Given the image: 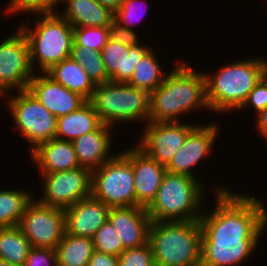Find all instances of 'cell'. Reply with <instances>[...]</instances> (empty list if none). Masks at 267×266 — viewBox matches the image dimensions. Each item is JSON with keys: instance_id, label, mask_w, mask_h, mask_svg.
I'll return each mask as SVG.
<instances>
[{"instance_id": "cell-27", "label": "cell", "mask_w": 267, "mask_h": 266, "mask_svg": "<svg viewBox=\"0 0 267 266\" xmlns=\"http://www.w3.org/2000/svg\"><path fill=\"white\" fill-rule=\"evenodd\" d=\"M31 248L18 226L0 227V259L22 266Z\"/></svg>"}, {"instance_id": "cell-6", "label": "cell", "mask_w": 267, "mask_h": 266, "mask_svg": "<svg viewBox=\"0 0 267 266\" xmlns=\"http://www.w3.org/2000/svg\"><path fill=\"white\" fill-rule=\"evenodd\" d=\"M36 16L38 17L34 19L35 28L30 27V22L27 20L21 22L18 28L28 40L32 68L39 64L37 67L39 66L40 73L70 57L74 27L59 14H41V16L36 14Z\"/></svg>"}, {"instance_id": "cell-8", "label": "cell", "mask_w": 267, "mask_h": 266, "mask_svg": "<svg viewBox=\"0 0 267 266\" xmlns=\"http://www.w3.org/2000/svg\"><path fill=\"white\" fill-rule=\"evenodd\" d=\"M92 196L110 208L136 206L130 148L92 171Z\"/></svg>"}, {"instance_id": "cell-33", "label": "cell", "mask_w": 267, "mask_h": 266, "mask_svg": "<svg viewBox=\"0 0 267 266\" xmlns=\"http://www.w3.org/2000/svg\"><path fill=\"white\" fill-rule=\"evenodd\" d=\"M118 266H155L150 244L125 249L118 256Z\"/></svg>"}, {"instance_id": "cell-14", "label": "cell", "mask_w": 267, "mask_h": 266, "mask_svg": "<svg viewBox=\"0 0 267 266\" xmlns=\"http://www.w3.org/2000/svg\"><path fill=\"white\" fill-rule=\"evenodd\" d=\"M202 125L197 124L188 133L183 147L166 167L167 172L196 178L193 167L212 152L219 134L218 123Z\"/></svg>"}, {"instance_id": "cell-25", "label": "cell", "mask_w": 267, "mask_h": 266, "mask_svg": "<svg viewBox=\"0 0 267 266\" xmlns=\"http://www.w3.org/2000/svg\"><path fill=\"white\" fill-rule=\"evenodd\" d=\"M55 252L57 266H87L94 252L93 239L65 233Z\"/></svg>"}, {"instance_id": "cell-38", "label": "cell", "mask_w": 267, "mask_h": 266, "mask_svg": "<svg viewBox=\"0 0 267 266\" xmlns=\"http://www.w3.org/2000/svg\"><path fill=\"white\" fill-rule=\"evenodd\" d=\"M87 266H118V256L94 250Z\"/></svg>"}, {"instance_id": "cell-21", "label": "cell", "mask_w": 267, "mask_h": 266, "mask_svg": "<svg viewBox=\"0 0 267 266\" xmlns=\"http://www.w3.org/2000/svg\"><path fill=\"white\" fill-rule=\"evenodd\" d=\"M40 173H55L81 167L72 142L53 138L39 144L30 153Z\"/></svg>"}, {"instance_id": "cell-26", "label": "cell", "mask_w": 267, "mask_h": 266, "mask_svg": "<svg viewBox=\"0 0 267 266\" xmlns=\"http://www.w3.org/2000/svg\"><path fill=\"white\" fill-rule=\"evenodd\" d=\"M154 54L151 48L136 64L134 73L127 82L129 85L151 93L164 82L167 74L163 72Z\"/></svg>"}, {"instance_id": "cell-7", "label": "cell", "mask_w": 267, "mask_h": 266, "mask_svg": "<svg viewBox=\"0 0 267 266\" xmlns=\"http://www.w3.org/2000/svg\"><path fill=\"white\" fill-rule=\"evenodd\" d=\"M99 119L114 127L120 122H149L150 93L123 82L97 84L89 100ZM117 122V123H116Z\"/></svg>"}, {"instance_id": "cell-30", "label": "cell", "mask_w": 267, "mask_h": 266, "mask_svg": "<svg viewBox=\"0 0 267 266\" xmlns=\"http://www.w3.org/2000/svg\"><path fill=\"white\" fill-rule=\"evenodd\" d=\"M109 39V27L73 28V42L90 50L100 52Z\"/></svg>"}, {"instance_id": "cell-19", "label": "cell", "mask_w": 267, "mask_h": 266, "mask_svg": "<svg viewBox=\"0 0 267 266\" xmlns=\"http://www.w3.org/2000/svg\"><path fill=\"white\" fill-rule=\"evenodd\" d=\"M150 49L148 45L129 47L108 39L101 53L110 82L127 83L134 73L136 64Z\"/></svg>"}, {"instance_id": "cell-24", "label": "cell", "mask_w": 267, "mask_h": 266, "mask_svg": "<svg viewBox=\"0 0 267 266\" xmlns=\"http://www.w3.org/2000/svg\"><path fill=\"white\" fill-rule=\"evenodd\" d=\"M45 73L68 90L80 94L87 101L91 99L96 85L88 77L84 68L71 57L52 65Z\"/></svg>"}, {"instance_id": "cell-20", "label": "cell", "mask_w": 267, "mask_h": 266, "mask_svg": "<svg viewBox=\"0 0 267 266\" xmlns=\"http://www.w3.org/2000/svg\"><path fill=\"white\" fill-rule=\"evenodd\" d=\"M112 128L102 124L97 130L86 133L72 142L81 167L93 171L115 156L111 153L109 155L112 147Z\"/></svg>"}, {"instance_id": "cell-29", "label": "cell", "mask_w": 267, "mask_h": 266, "mask_svg": "<svg viewBox=\"0 0 267 266\" xmlns=\"http://www.w3.org/2000/svg\"><path fill=\"white\" fill-rule=\"evenodd\" d=\"M70 57L84 68L88 77L95 85L110 82V77L103 63L101 51L90 50L78 46L73 42Z\"/></svg>"}, {"instance_id": "cell-35", "label": "cell", "mask_w": 267, "mask_h": 266, "mask_svg": "<svg viewBox=\"0 0 267 266\" xmlns=\"http://www.w3.org/2000/svg\"><path fill=\"white\" fill-rule=\"evenodd\" d=\"M250 106L256 115L267 108V81L264 78L250 91L248 98L239 110L246 109V107L249 109Z\"/></svg>"}, {"instance_id": "cell-9", "label": "cell", "mask_w": 267, "mask_h": 266, "mask_svg": "<svg viewBox=\"0 0 267 266\" xmlns=\"http://www.w3.org/2000/svg\"><path fill=\"white\" fill-rule=\"evenodd\" d=\"M16 92V96L10 94L8 111L14 120L13 124L33 151L39 144L55 138L57 118L28 90Z\"/></svg>"}, {"instance_id": "cell-3", "label": "cell", "mask_w": 267, "mask_h": 266, "mask_svg": "<svg viewBox=\"0 0 267 266\" xmlns=\"http://www.w3.org/2000/svg\"><path fill=\"white\" fill-rule=\"evenodd\" d=\"M199 220L152 221L148 243L155 266H201Z\"/></svg>"}, {"instance_id": "cell-10", "label": "cell", "mask_w": 267, "mask_h": 266, "mask_svg": "<svg viewBox=\"0 0 267 266\" xmlns=\"http://www.w3.org/2000/svg\"><path fill=\"white\" fill-rule=\"evenodd\" d=\"M35 199L27 204L18 227L32 247L56 249L66 233L64 209Z\"/></svg>"}, {"instance_id": "cell-41", "label": "cell", "mask_w": 267, "mask_h": 266, "mask_svg": "<svg viewBox=\"0 0 267 266\" xmlns=\"http://www.w3.org/2000/svg\"><path fill=\"white\" fill-rule=\"evenodd\" d=\"M263 62V78L267 81V61L262 58Z\"/></svg>"}, {"instance_id": "cell-39", "label": "cell", "mask_w": 267, "mask_h": 266, "mask_svg": "<svg viewBox=\"0 0 267 266\" xmlns=\"http://www.w3.org/2000/svg\"><path fill=\"white\" fill-rule=\"evenodd\" d=\"M256 116V129L260 133L261 137L267 140V108L261 111Z\"/></svg>"}, {"instance_id": "cell-42", "label": "cell", "mask_w": 267, "mask_h": 266, "mask_svg": "<svg viewBox=\"0 0 267 266\" xmlns=\"http://www.w3.org/2000/svg\"><path fill=\"white\" fill-rule=\"evenodd\" d=\"M0 266H15V265H12L11 263L0 259Z\"/></svg>"}, {"instance_id": "cell-17", "label": "cell", "mask_w": 267, "mask_h": 266, "mask_svg": "<svg viewBox=\"0 0 267 266\" xmlns=\"http://www.w3.org/2000/svg\"><path fill=\"white\" fill-rule=\"evenodd\" d=\"M133 166L136 206L147 208L155 199L166 167L152 159L137 145L130 148Z\"/></svg>"}, {"instance_id": "cell-16", "label": "cell", "mask_w": 267, "mask_h": 266, "mask_svg": "<svg viewBox=\"0 0 267 266\" xmlns=\"http://www.w3.org/2000/svg\"><path fill=\"white\" fill-rule=\"evenodd\" d=\"M108 220L120 237L124 250L148 243L152 221L145 207H111Z\"/></svg>"}, {"instance_id": "cell-34", "label": "cell", "mask_w": 267, "mask_h": 266, "mask_svg": "<svg viewBox=\"0 0 267 266\" xmlns=\"http://www.w3.org/2000/svg\"><path fill=\"white\" fill-rule=\"evenodd\" d=\"M137 2H139V0H123L119 9L114 13V21L122 27L133 29L132 27L136 26L135 24H138L140 22L139 19L142 17L141 14H137L139 8L138 5L141 1L139 4ZM145 9H148L146 4ZM142 14L144 15V13Z\"/></svg>"}, {"instance_id": "cell-43", "label": "cell", "mask_w": 267, "mask_h": 266, "mask_svg": "<svg viewBox=\"0 0 267 266\" xmlns=\"http://www.w3.org/2000/svg\"><path fill=\"white\" fill-rule=\"evenodd\" d=\"M5 92L3 91V89L0 87V97L4 96L5 97Z\"/></svg>"}, {"instance_id": "cell-15", "label": "cell", "mask_w": 267, "mask_h": 266, "mask_svg": "<svg viewBox=\"0 0 267 266\" xmlns=\"http://www.w3.org/2000/svg\"><path fill=\"white\" fill-rule=\"evenodd\" d=\"M27 90L56 118L74 112L87 100L54 81L45 72L34 75Z\"/></svg>"}, {"instance_id": "cell-31", "label": "cell", "mask_w": 267, "mask_h": 266, "mask_svg": "<svg viewBox=\"0 0 267 266\" xmlns=\"http://www.w3.org/2000/svg\"><path fill=\"white\" fill-rule=\"evenodd\" d=\"M92 239L96 251L114 256H119L124 251L122 241L108 219Z\"/></svg>"}, {"instance_id": "cell-23", "label": "cell", "mask_w": 267, "mask_h": 266, "mask_svg": "<svg viewBox=\"0 0 267 266\" xmlns=\"http://www.w3.org/2000/svg\"><path fill=\"white\" fill-rule=\"evenodd\" d=\"M102 124L94 106L86 101L74 112L57 118L55 138L73 142L78 137L97 130Z\"/></svg>"}, {"instance_id": "cell-4", "label": "cell", "mask_w": 267, "mask_h": 266, "mask_svg": "<svg viewBox=\"0 0 267 266\" xmlns=\"http://www.w3.org/2000/svg\"><path fill=\"white\" fill-rule=\"evenodd\" d=\"M206 100L210 111L217 113L239 110L250 91L263 78L260 57L231 62L211 74H206ZM211 75V76H210Z\"/></svg>"}, {"instance_id": "cell-13", "label": "cell", "mask_w": 267, "mask_h": 266, "mask_svg": "<svg viewBox=\"0 0 267 266\" xmlns=\"http://www.w3.org/2000/svg\"><path fill=\"white\" fill-rule=\"evenodd\" d=\"M197 124L180 122H148L136 144L152 159L167 167L183 147L188 133Z\"/></svg>"}, {"instance_id": "cell-40", "label": "cell", "mask_w": 267, "mask_h": 266, "mask_svg": "<svg viewBox=\"0 0 267 266\" xmlns=\"http://www.w3.org/2000/svg\"><path fill=\"white\" fill-rule=\"evenodd\" d=\"M101 6L109 9L111 12L115 13L123 0H96Z\"/></svg>"}, {"instance_id": "cell-2", "label": "cell", "mask_w": 267, "mask_h": 266, "mask_svg": "<svg viewBox=\"0 0 267 266\" xmlns=\"http://www.w3.org/2000/svg\"><path fill=\"white\" fill-rule=\"evenodd\" d=\"M167 73L165 80L150 93V122H179L180 115L195 108L209 109L206 100V79L182 62Z\"/></svg>"}, {"instance_id": "cell-1", "label": "cell", "mask_w": 267, "mask_h": 266, "mask_svg": "<svg viewBox=\"0 0 267 266\" xmlns=\"http://www.w3.org/2000/svg\"><path fill=\"white\" fill-rule=\"evenodd\" d=\"M222 187L214 189V209L203 211L199 219L201 266L242 265L255 252L267 226L264 201Z\"/></svg>"}, {"instance_id": "cell-28", "label": "cell", "mask_w": 267, "mask_h": 266, "mask_svg": "<svg viewBox=\"0 0 267 266\" xmlns=\"http://www.w3.org/2000/svg\"><path fill=\"white\" fill-rule=\"evenodd\" d=\"M33 198L28 190L0 189V227L18 226L27 204Z\"/></svg>"}, {"instance_id": "cell-37", "label": "cell", "mask_w": 267, "mask_h": 266, "mask_svg": "<svg viewBox=\"0 0 267 266\" xmlns=\"http://www.w3.org/2000/svg\"><path fill=\"white\" fill-rule=\"evenodd\" d=\"M137 33L133 29L120 26L113 21L109 26V39L129 47L139 45Z\"/></svg>"}, {"instance_id": "cell-36", "label": "cell", "mask_w": 267, "mask_h": 266, "mask_svg": "<svg viewBox=\"0 0 267 266\" xmlns=\"http://www.w3.org/2000/svg\"><path fill=\"white\" fill-rule=\"evenodd\" d=\"M22 266H57L55 249L32 247Z\"/></svg>"}, {"instance_id": "cell-18", "label": "cell", "mask_w": 267, "mask_h": 266, "mask_svg": "<svg viewBox=\"0 0 267 266\" xmlns=\"http://www.w3.org/2000/svg\"><path fill=\"white\" fill-rule=\"evenodd\" d=\"M110 207L89 196L64 209L66 233L93 238L107 221Z\"/></svg>"}, {"instance_id": "cell-22", "label": "cell", "mask_w": 267, "mask_h": 266, "mask_svg": "<svg viewBox=\"0 0 267 266\" xmlns=\"http://www.w3.org/2000/svg\"><path fill=\"white\" fill-rule=\"evenodd\" d=\"M65 11L59 15L74 28L109 27L114 21V13L101 6L96 0H63Z\"/></svg>"}, {"instance_id": "cell-32", "label": "cell", "mask_w": 267, "mask_h": 266, "mask_svg": "<svg viewBox=\"0 0 267 266\" xmlns=\"http://www.w3.org/2000/svg\"><path fill=\"white\" fill-rule=\"evenodd\" d=\"M7 4L6 14L26 12L32 14H58L57 6L63 0H9ZM10 13V14H9Z\"/></svg>"}, {"instance_id": "cell-11", "label": "cell", "mask_w": 267, "mask_h": 266, "mask_svg": "<svg viewBox=\"0 0 267 266\" xmlns=\"http://www.w3.org/2000/svg\"><path fill=\"white\" fill-rule=\"evenodd\" d=\"M40 175L44 184L43 196L36 200L42 204L66 209L92 196V171L86 167Z\"/></svg>"}, {"instance_id": "cell-5", "label": "cell", "mask_w": 267, "mask_h": 266, "mask_svg": "<svg viewBox=\"0 0 267 266\" xmlns=\"http://www.w3.org/2000/svg\"><path fill=\"white\" fill-rule=\"evenodd\" d=\"M203 192L198 178L166 172L155 199L146 208L147 214L151 221L199 220Z\"/></svg>"}, {"instance_id": "cell-12", "label": "cell", "mask_w": 267, "mask_h": 266, "mask_svg": "<svg viewBox=\"0 0 267 266\" xmlns=\"http://www.w3.org/2000/svg\"><path fill=\"white\" fill-rule=\"evenodd\" d=\"M36 69L32 68L29 43L20 28L0 42V87L5 93L27 90Z\"/></svg>"}]
</instances>
